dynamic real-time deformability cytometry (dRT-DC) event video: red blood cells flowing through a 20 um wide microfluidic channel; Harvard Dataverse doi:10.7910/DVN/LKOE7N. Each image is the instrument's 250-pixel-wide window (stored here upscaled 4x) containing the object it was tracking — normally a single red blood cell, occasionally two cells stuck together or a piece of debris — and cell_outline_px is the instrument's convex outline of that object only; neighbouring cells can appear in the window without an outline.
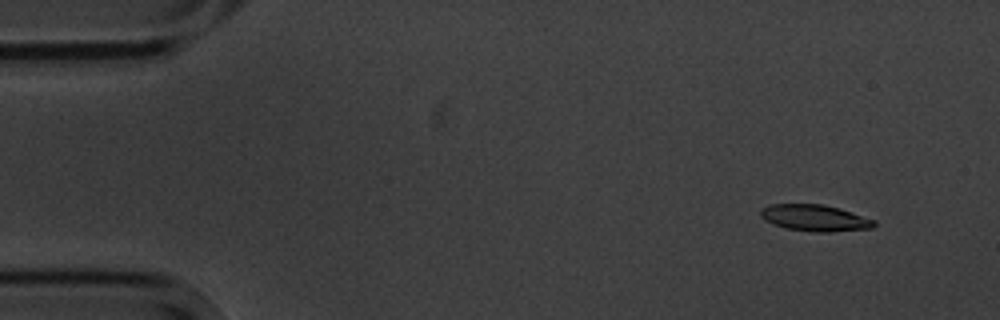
{"species": "common noctule bat (a hibernating species)", "species_latin": "Nyctalus noctula", "temperature_condition": "cold", "stored_images_in_passage": 5, "camera_frame_rate_fps": 3000, "um_per_image_px": 0.085, "animal": {"sex": "male", "body_mass_g": 20.1, "forearm_length_mm": 53.5}, "frame": {"image": 1, "passage_image": 2, "time_ms": 1.0, "image_size_px": [1000, 320], "cell_outline_px": [[876, 224], [872, 228], [828, 232], [816, 232], [788, 228], [764, 220], [760, 216], [760, 212], [764, 208], [772, 204], [824, 204], [840, 208], [876, 220]], "centroid_in_image_um": [69.31, 18.51], "position_along_channel_um": 15.7, "area_um2": 17.34}}
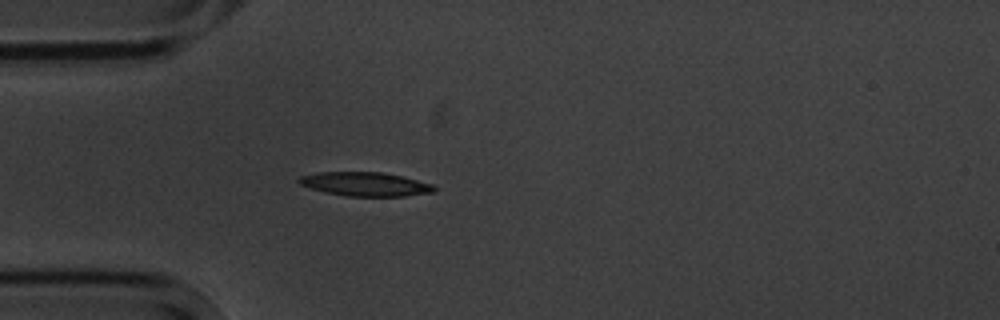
{"frame": {"image": 2, "passage_image": 5, "time_ms": 4.667, "image_size_px": [1000, 320], "cell_outline_px": [[436, 192], [404, 196], [348, 196], [324, 192], [300, 184], [296, 180], [300, 176], [320, 172], [380, 172], [400, 176], [432, 184], [436, 188]], "centroid_in_image_um": [31.04, 15.65], "position_along_channel_um": 54.0, "area_um2": 18.67}}